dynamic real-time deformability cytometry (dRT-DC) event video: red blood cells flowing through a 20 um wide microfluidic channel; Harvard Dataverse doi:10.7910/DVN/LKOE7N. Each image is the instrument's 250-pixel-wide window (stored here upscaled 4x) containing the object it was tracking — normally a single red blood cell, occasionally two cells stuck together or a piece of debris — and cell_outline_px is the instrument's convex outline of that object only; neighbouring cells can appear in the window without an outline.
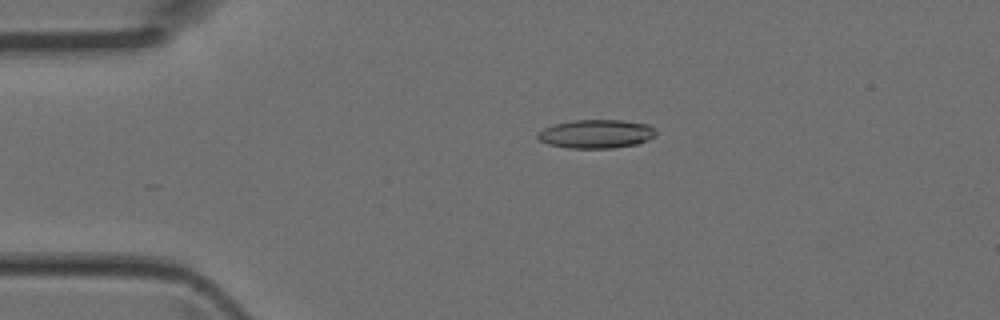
{"species": "Egyptian fruit bat (a non-hibernating species)", "species_latin": "Rousettus aegyptiacus", "temperature_condition": "room temperature", "stored_images_in_passage": 37, "camera_frame_rate_fps": 3000, "um_per_image_px": 0.085, "animal": {"sex": "female"}, "frame": {"image": 1, "passage_image": 10, "time_ms": 3.0, "image_size_px": [1000, 320], "cell_outline_px": [[656, 136], [648, 140], [636, 144], [612, 148], [568, 148], [548, 144], [540, 140], [536, 136], [536, 132], [552, 124], [572, 120], [624, 120], [648, 124], [656, 132]], "centroid_in_image_um": [50.65, 11.37], "position_along_channel_um": 34.3, "area_um2": 19.88}}
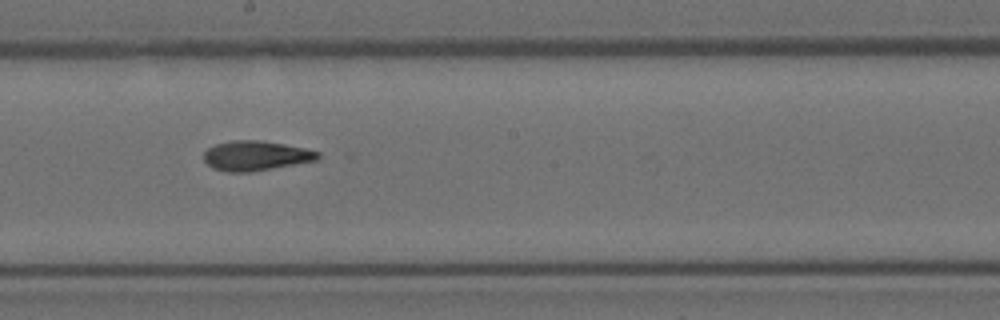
{"frame": {"image": 2, "passage_image": 25, "time_ms": 8.0, "image_size_px": [1000, 320], "cell_outline_px": [[320, 156], [316, 160], [252, 172], [228, 172], [212, 168], [204, 160], [204, 152], [208, 148], [216, 144], [232, 140], [260, 140], [284, 144], [304, 148], [320, 152]], "centroid_in_image_um": [21.72, 13.24], "position_along_channel_um": 226.5, "area_um2": 19.71}}
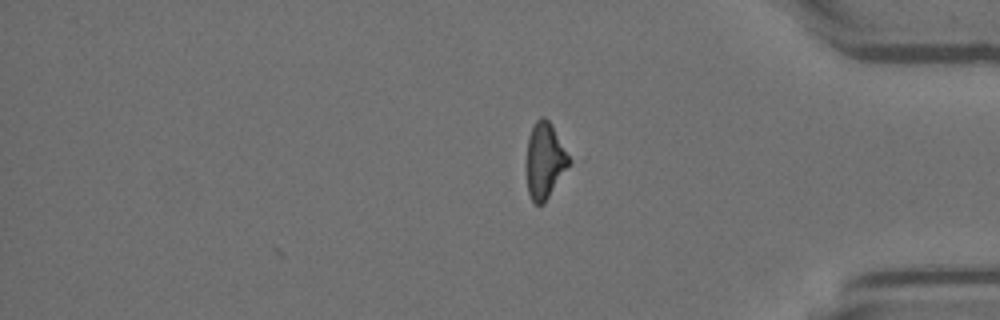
{"frame": {"image": 3, "passage_image": 37, "time_ms": 12.0, "image_size_px": [1000, 320], "cell_outline_px": [[572, 160], [544, 204], [536, 204], [532, 200], [528, 192], [528, 136], [532, 124], [540, 116], [544, 116], [552, 124]], "centroid_in_image_um": [46.33, 13.6], "position_along_channel_um": 388.9, "area_um2": 18.61}}